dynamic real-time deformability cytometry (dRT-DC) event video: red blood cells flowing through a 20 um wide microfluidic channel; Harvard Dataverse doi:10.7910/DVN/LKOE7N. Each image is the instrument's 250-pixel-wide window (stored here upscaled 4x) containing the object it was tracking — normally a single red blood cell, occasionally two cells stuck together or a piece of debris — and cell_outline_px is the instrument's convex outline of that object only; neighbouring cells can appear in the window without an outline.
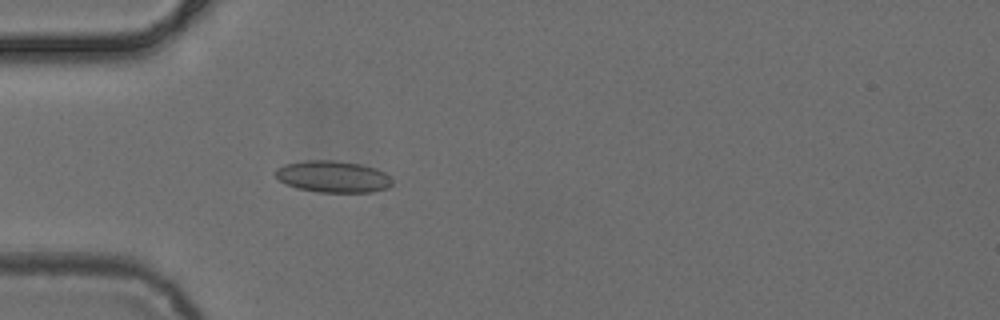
{"species": "common noctule bat (a hibernating species)", "species_latin": "Nyctalus noctula", "temperature_condition": "cold", "stored_images_in_passage": 21, "camera_frame_rate_fps": 3000, "um_per_image_px": 0.085, "animal": {"sex": "female", "body_mass_g": 24.6, "forearm_length_mm": 56.2}, "frame": {"image": 1, "passage_image": 13, "time_ms": 4.0, "image_size_px": [1000, 320], "cell_outline_px": [[392, 184], [388, 188], [372, 192], [320, 192], [300, 188], [288, 184], [280, 180], [276, 176], [276, 168], [284, 164], [304, 160], [336, 160], [360, 164], [376, 168], [392, 176]], "centroid_in_image_um": [28.35, 15.0], "position_along_channel_um": 56.6, "area_um2": 21.56}}
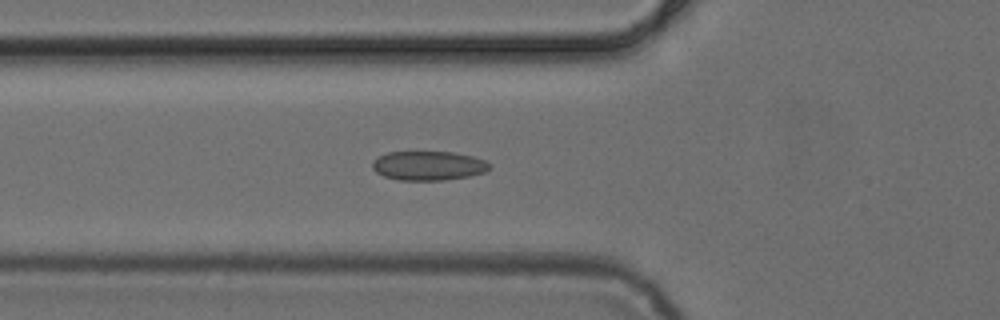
{"frame": {"image": 2, "passage_image": 16, "time_ms": 5.0, "image_size_px": [1000, 320], "cell_outline_px": [[492, 168], [484, 172], [468, 176], [444, 180], [400, 180], [384, 176], [376, 172], [372, 168], [372, 164], [380, 156], [388, 152], [452, 152], [472, 156], [484, 160], [492, 164]], "centroid_in_image_um": [36.45, 14.08], "position_along_channel_um": 89.4, "area_um2": 19.83}}